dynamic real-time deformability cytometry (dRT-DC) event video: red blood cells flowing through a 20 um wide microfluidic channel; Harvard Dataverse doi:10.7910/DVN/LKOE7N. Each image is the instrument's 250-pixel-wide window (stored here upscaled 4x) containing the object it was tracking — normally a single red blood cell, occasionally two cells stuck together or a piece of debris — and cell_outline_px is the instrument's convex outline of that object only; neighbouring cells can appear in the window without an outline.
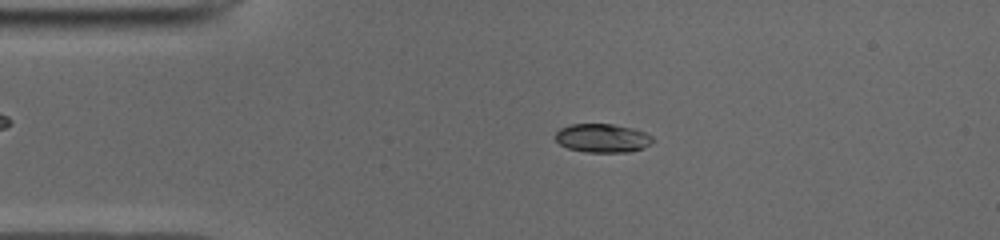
{"species": "common noctule bat (a hibernating species)", "species_latin": "Nyctalus noctula", "temperature_condition": "cold", "stored_images_in_passage": 50, "camera_frame_rate_fps": 3000, "um_per_image_px": 0.085, "animal": {"sex": "male", "body_mass_g": 19.0, "forearm_length_mm": 50.8}, "frame": {"image": 1, "passage_image": 10, "time_ms": 3.0, "image_size_px": [1000, 240], "cell_outline_px": [[656, 140], [644, 148], [628, 152], [588, 152], [568, 148], [560, 144], [556, 140], [556, 132], [560, 128], [572, 124], [612, 124], [632, 128], [644, 132], [652, 136]], "centroid_in_image_um": [51.24, 11.74], "position_along_channel_um": 33.8, "area_um2": 16.24}}
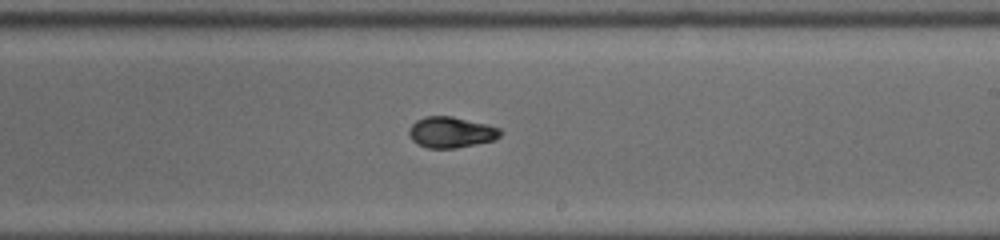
{"frame": {"image": 2, "passage_image": 29, "time_ms": 9.333, "image_size_px": [1000, 240], "cell_outline_px": [[504, 132], [500, 136], [492, 140], [456, 148], [428, 148], [412, 140], [408, 132], [412, 124], [416, 120], [424, 116], [452, 116], [500, 128]], "centroid_in_image_um": [38.33, 11.23], "position_along_channel_um": 250.7, "area_um2": 16.24}}
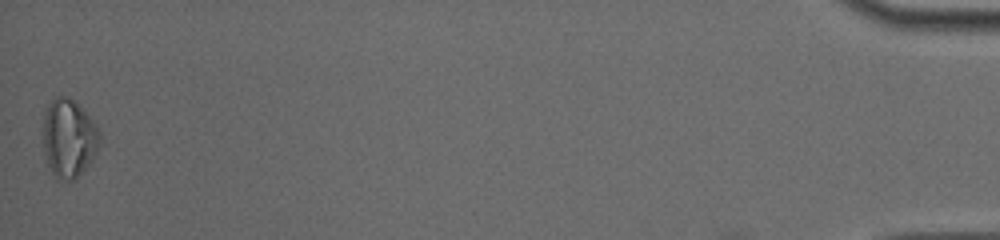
{"frame": {"image": 3, "passage_image": 50, "time_ms": 16.333, "image_size_px": [1000, 240], "cell_outline_px": [[100, 144], [96, 152], [88, 164], [72, 180], [56, 180], [48, 164], [44, 152], [40, 132], [44, 116], [48, 104], [56, 96], [64, 96], [72, 100], [92, 120], [100, 132]], "centroid_in_image_um": [5.79, 11.75], "position_along_channel_um": 429.4, "area_um2": 25.78}, "authors_computed_cell_mechanics": {"area_um2": 16.5019, "velocity_mm_per_s": 3.9562, "shape_relaxation_time_tau1_ms": 3.7666, "shape_relaxation_time_tau2_ms": 2.385, "deformation_change_tau1": 0.1594, "deformation_change_tau2": 0.0561}}